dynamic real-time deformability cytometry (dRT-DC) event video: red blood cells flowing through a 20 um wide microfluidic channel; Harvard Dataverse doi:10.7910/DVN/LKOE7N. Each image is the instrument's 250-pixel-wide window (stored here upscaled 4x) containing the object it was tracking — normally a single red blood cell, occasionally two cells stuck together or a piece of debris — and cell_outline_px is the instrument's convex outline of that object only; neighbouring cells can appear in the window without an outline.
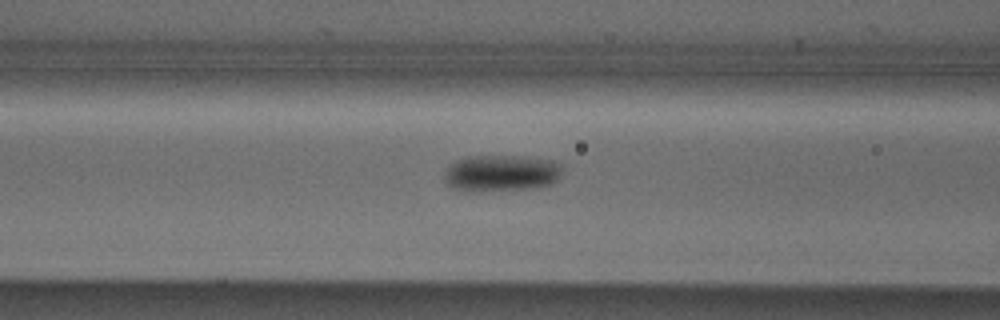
{"species": "Egyptian fruit bat (a non-hibernating species)", "species_latin": "Rousettus aegyptiacus", "temperature_condition": "cold", "stored_images_in_passage": 12, "camera_frame_rate_fps": 3000, "um_per_image_px": 0.085, "animal": {"sex": "male"}, "frame": {"image": 1, "passage_image": 10, "time_ms": 3.0, "image_size_px": [1000, 320], "cell_outline_px": [[560, 176], [552, 184], [536, 188], [476, 192], [468, 192], [452, 188], [444, 180], [444, 172], [456, 160], [468, 156], [524, 156], [556, 160], [560, 164]], "centroid_in_image_um": [42.6, 14.73], "position_along_channel_um": 124.0, "area_um2": 25.55}}